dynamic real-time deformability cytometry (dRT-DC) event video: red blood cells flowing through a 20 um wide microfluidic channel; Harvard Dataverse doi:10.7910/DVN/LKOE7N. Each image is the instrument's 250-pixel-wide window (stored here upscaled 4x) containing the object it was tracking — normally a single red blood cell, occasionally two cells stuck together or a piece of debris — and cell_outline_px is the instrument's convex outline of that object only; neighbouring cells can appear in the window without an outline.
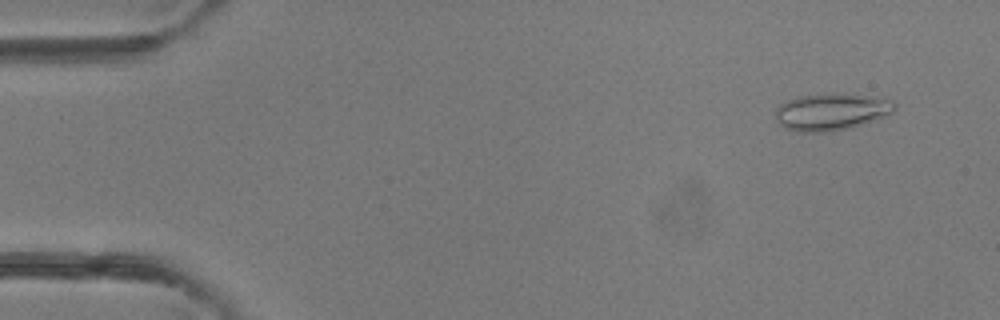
{"species": "common noctule bat (a hibernating species)", "species_latin": "Nyctalus noctula", "temperature_condition": "room temperature", "stored_images_in_passage": 4, "camera_frame_rate_fps": 3000, "um_per_image_px": 0.085, "animal": {"sex": "female"}, "frame": {"image": 1, "passage_image": 1, "time_ms": 0.0, "image_size_px": [1000, 320], "cell_outline_px": [[896, 108], [892, 112], [860, 124], [844, 128], [824, 132], [796, 132], [784, 128], [776, 120], [776, 108], [780, 104], [788, 100], [800, 96], [832, 92], [876, 96], [888, 100], [896, 104]], "centroid_in_image_um": [70.6, 9.48], "position_along_channel_um": 14.4, "area_um2": 25.49}}